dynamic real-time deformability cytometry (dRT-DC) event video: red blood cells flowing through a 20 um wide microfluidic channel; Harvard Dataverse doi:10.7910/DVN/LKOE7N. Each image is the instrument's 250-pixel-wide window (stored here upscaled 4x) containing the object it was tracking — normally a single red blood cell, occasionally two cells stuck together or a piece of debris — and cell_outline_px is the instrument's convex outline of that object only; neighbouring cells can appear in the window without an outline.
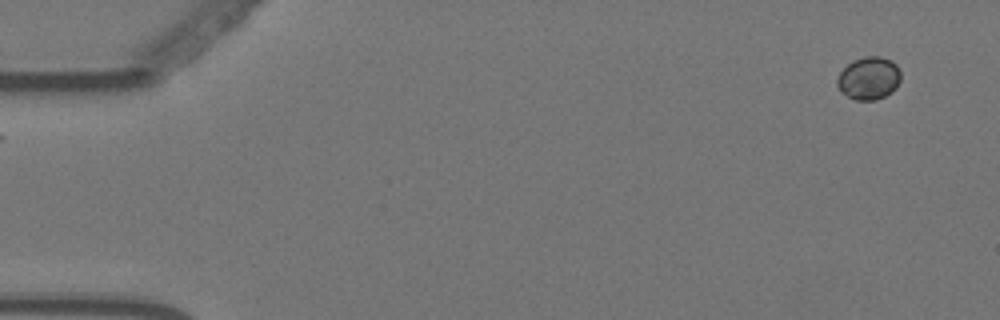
{"species": "Egyptian fruit bat (a non-hibernating species)", "species_latin": "Rousettus aegyptiacus", "temperature_condition": "warm", "stored_images_in_passage": 56, "camera_frame_rate_fps": 3000, "um_per_image_px": 0.085, "animal": {"sex": "female"}, "frame": {"image": 1, "passage_image": 1, "time_ms": 0.0, "image_size_px": [1000, 320], "cell_outline_px": [[900, 80], [884, 96], [872, 100], [860, 100], [848, 96], [840, 88], [840, 72], [848, 64], [856, 60], [872, 56], [876, 56], [888, 60], [900, 72]], "centroid_in_image_um": [73.85, 6.65], "position_along_channel_um": 11.1, "area_um2": 14.57}}
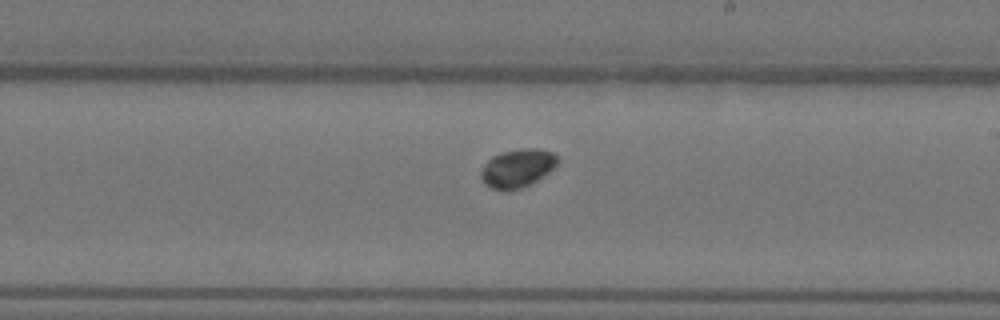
{"frame": {"image": 2, "passage_image": 32, "time_ms": 10.333, "image_size_px": [1000, 320], "cell_outline_px": [[556, 160], [540, 176], [516, 188], [496, 188], [488, 184], [484, 180], [484, 168], [496, 156], [508, 152], [548, 152], [556, 156]], "centroid_in_image_um": [43.93, 14.32], "position_along_channel_um": 245.1, "area_um2": 13.93}}
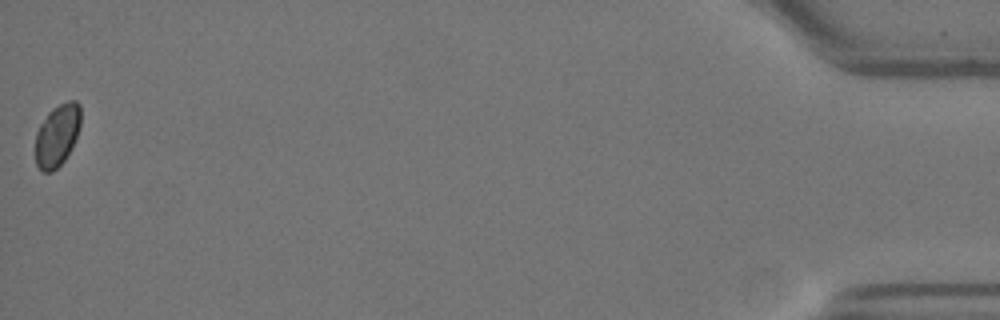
{"frame": {"image": 3, "passage_image": 56, "time_ms": 18.333, "image_size_px": [1000, 320], "cell_outline_px": [[80, 124], [76, 136], [64, 160], [56, 168], [48, 172], [44, 172], [36, 164], [36, 136], [40, 128], [48, 116], [60, 104], [68, 100], [76, 100], [80, 108]], "centroid_in_image_um": [4.88, 11.52], "position_along_channel_um": 430.3, "area_um2": 15.49}}